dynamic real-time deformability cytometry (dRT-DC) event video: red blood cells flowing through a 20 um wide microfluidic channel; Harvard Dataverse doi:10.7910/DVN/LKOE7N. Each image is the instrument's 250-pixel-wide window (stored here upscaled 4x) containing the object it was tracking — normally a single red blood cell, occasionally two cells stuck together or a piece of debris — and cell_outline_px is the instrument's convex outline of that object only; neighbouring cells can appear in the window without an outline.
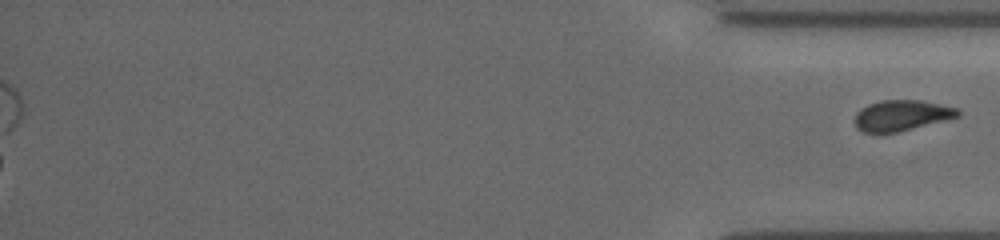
{"species": "common noctule bat (a hibernating species)", "species_latin": "Nyctalus noctula", "temperature_condition": "cold", "stored_images_in_passage": 53, "segment_of_instrument_passage": [2, 2], "camera_frame_rate_fps": 3000, "um_per_image_px": 0.085, "animal": {"sex": "female", "body_mass_g": 19.5, "forearm_length_mm": 54.1}, "frame": {"image": 1, "passage_image": 53, "time_ms": 17.333, "image_size_px": [1000, 240], "cell_outline_px": [[960, 116], [896, 132], [864, 132], [856, 128], [856, 112], [860, 108], [868, 104], [880, 100], [920, 100], [960, 108]], "centroid_in_image_um": [76.64, 9.79], "position_along_channel_um": 358.6, "area_um2": 18.26}}